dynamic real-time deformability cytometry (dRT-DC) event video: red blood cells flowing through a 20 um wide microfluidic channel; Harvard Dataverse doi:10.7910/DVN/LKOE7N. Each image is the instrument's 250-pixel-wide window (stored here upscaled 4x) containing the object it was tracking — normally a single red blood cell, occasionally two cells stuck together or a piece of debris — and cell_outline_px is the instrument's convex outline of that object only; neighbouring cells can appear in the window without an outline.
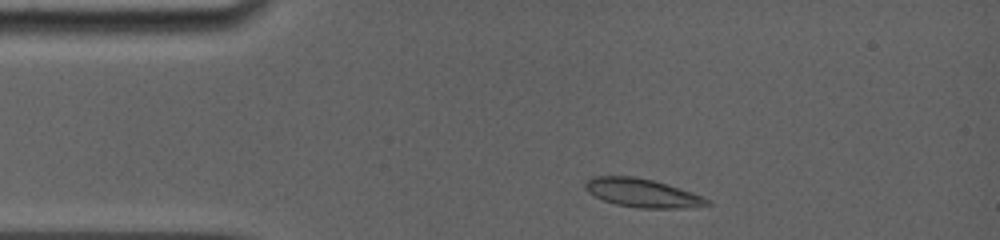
{"species": "common noctule bat (a hibernating species)", "species_latin": "Nyctalus noctula", "temperature_condition": "room temperature", "stored_images_in_passage": 11, "camera_frame_rate_fps": 5000, "um_per_image_px": 0.085, "animal": {"sex": "female", "body_mass_g": 19.0, "forearm_length_mm": 56.7}, "frame": {"image": 1, "passage_image": 2, "time_ms": 0.6, "image_size_px": [1000, 240], "cell_outline_px": [[712, 204], [680, 208], [640, 208], [616, 204], [604, 200], [588, 192], [584, 188], [584, 184], [592, 176], [632, 176], [652, 180], [668, 184], [704, 196], [712, 200]], "centroid_in_image_um": [54.62, 16.4], "position_along_channel_um": 30.4, "area_um2": 20.23}}
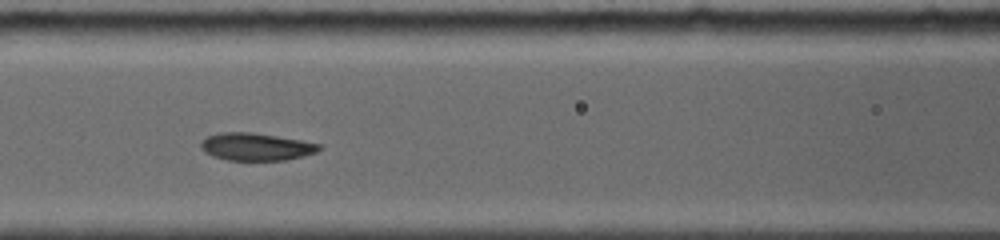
{"frame": {"image": 2, "passage_image": 7, "time_ms": 4.6, "image_size_px": [1000, 240], "cell_outline_px": [[320, 148], [316, 152], [288, 160], [228, 160], [212, 156], [200, 148], [200, 144], [208, 136], [224, 132], [252, 132], [300, 140], [320, 144]], "centroid_in_image_um": [21.75, 12.48], "position_along_channel_um": 144.8, "area_um2": 18.73}}
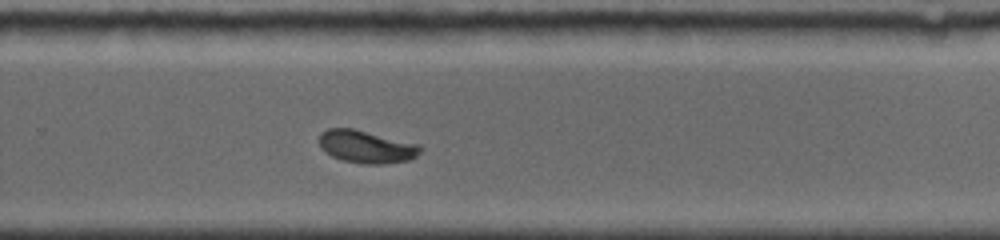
{"frame": {"image": 3, "passage_image": 11, "time_ms": 8.6, "image_size_px": [1000, 240], "cell_outline_px": [[420, 152], [416, 156], [408, 160], [384, 164], [364, 164], [344, 160], [332, 156], [320, 144], [320, 132], [328, 128], [352, 128], [420, 144]], "centroid_in_image_um": [31.16, 12.46], "position_along_channel_um": 298.6, "area_um2": 18.96}}